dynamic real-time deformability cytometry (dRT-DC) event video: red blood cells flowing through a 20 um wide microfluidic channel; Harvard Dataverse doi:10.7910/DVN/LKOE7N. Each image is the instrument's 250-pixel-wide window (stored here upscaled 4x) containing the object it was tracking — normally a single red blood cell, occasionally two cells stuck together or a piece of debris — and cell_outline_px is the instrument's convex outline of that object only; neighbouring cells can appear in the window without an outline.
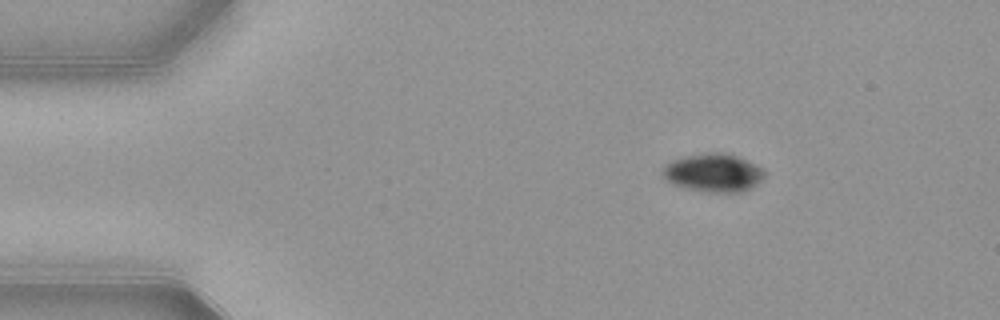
{"species": "common noctule bat (a hibernating species)", "species_latin": "Nyctalus noctula", "temperature_condition": "warm", "stored_images_in_passage": 46, "camera_frame_rate_fps": 3000, "um_per_image_px": 0.085, "animal": {"sex": "female", "body_mass_g": 21.9}, "frame": {"image": 1, "passage_image": 1, "time_ms": 0.0, "image_size_px": [1000, 320], "cell_outline_px": [[764, 176], [756, 184], [740, 192], [704, 192], [672, 184], [664, 180], [660, 172], [664, 164], [672, 160], [688, 156], [712, 152], [728, 152], [760, 168], [764, 172]], "centroid_in_image_um": [60.54, 14.69], "position_along_channel_um": 24.5, "area_um2": 22.48}}
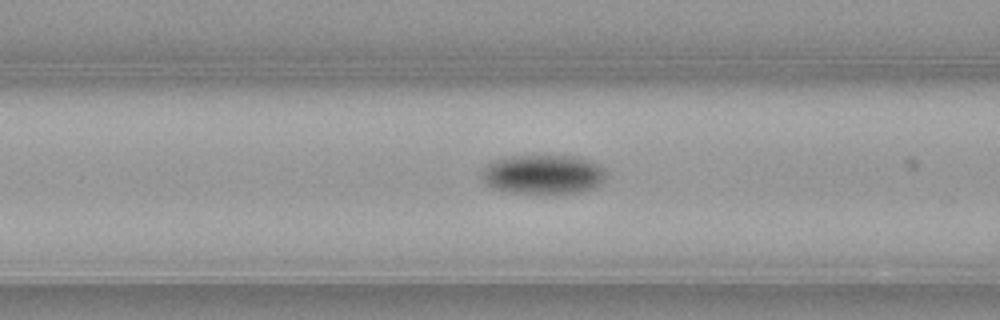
{"frame": {"image": 2, "passage_image": 14, "time_ms": 4.333, "image_size_px": [1000, 320], "cell_outline_px": [[608, 172], [604, 180], [596, 188], [580, 192], [512, 192], [492, 188], [484, 180], [480, 172], [488, 164], [496, 160], [508, 156], [576, 156], [588, 160], [604, 168]], "centroid_in_image_um": [46.21, 14.81], "position_along_channel_um": 120.4, "area_um2": 28.21}}
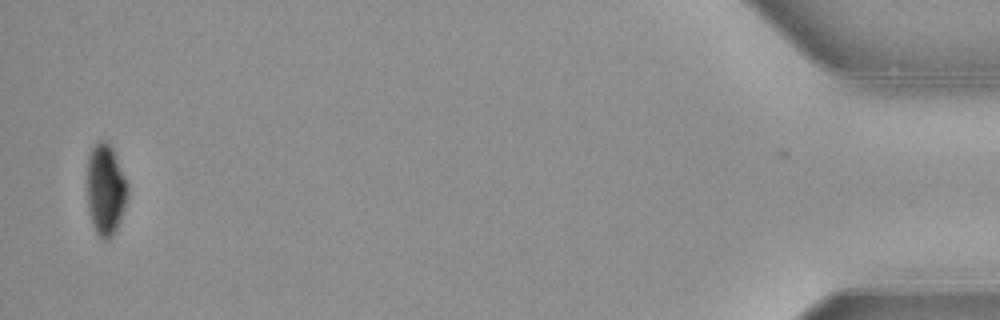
{"frame": {"image": 3, "passage_image": 45, "time_ms": 14.667, "image_size_px": [1000, 320], "cell_outline_px": [[128, 196], [116, 232], [108, 240], [104, 240], [96, 232], [92, 224], [88, 208], [88, 156], [92, 148], [100, 140], [104, 140], [112, 148], [128, 184]], "centroid_in_image_um": [8.99, 16.15], "position_along_channel_um": 426.2, "area_um2": 21.33}, "authors_computed_cell_mechanics": {"area_um2": 26.4146, "velocity_mm_per_s": 3.8839, "shape_relaxation_time_tau1_ms": 2.0843, "shape_relaxation_time_tau2_ms": null, "deformation_change_tau1": 0.1071, "deformation_change_tau2": null}}